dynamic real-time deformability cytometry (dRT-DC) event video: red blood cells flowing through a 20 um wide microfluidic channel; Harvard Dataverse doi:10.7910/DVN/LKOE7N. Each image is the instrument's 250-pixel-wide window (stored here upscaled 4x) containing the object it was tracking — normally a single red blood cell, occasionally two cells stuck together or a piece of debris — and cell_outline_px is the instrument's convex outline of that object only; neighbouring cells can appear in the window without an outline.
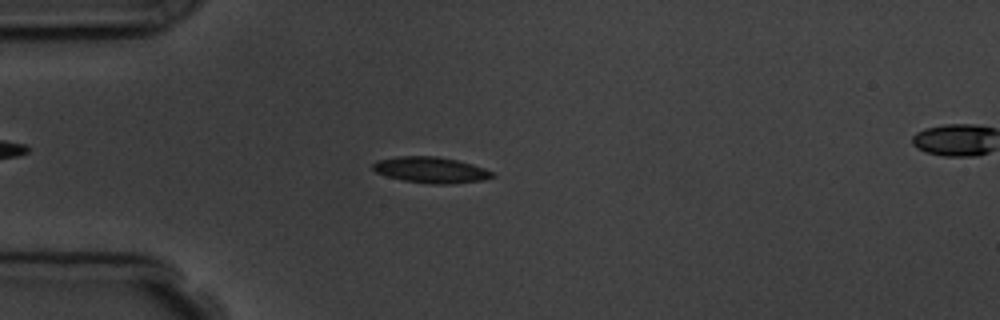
{"species": "common noctule bat (a hibernating species)", "species_latin": "Nyctalus noctula", "temperature_condition": "room temperature", "stored_images_in_passage": 4, "segment_of_instrument_passage": [1, 2], "camera_frame_rate_fps": 3000, "um_per_image_px": 0.085, "animal": {"sex": "male", "body_mass_g": 19.5, "forearm_length_mm": 54.6}, "frame": {"image": 1, "passage_image": 3, "time_ms": 2.0, "image_size_px": [1000, 320], "cell_outline_px": [[496, 176], [484, 180], [448, 184], [432, 184], [404, 180], [388, 176], [376, 172], [372, 168], [372, 164], [376, 160], [396, 156], [436, 156], [456, 160], [472, 164], [484, 168], [492, 172]], "centroid_in_image_um": [36.62, 14.44], "position_along_channel_um": 48.4, "area_um2": 18.03}}